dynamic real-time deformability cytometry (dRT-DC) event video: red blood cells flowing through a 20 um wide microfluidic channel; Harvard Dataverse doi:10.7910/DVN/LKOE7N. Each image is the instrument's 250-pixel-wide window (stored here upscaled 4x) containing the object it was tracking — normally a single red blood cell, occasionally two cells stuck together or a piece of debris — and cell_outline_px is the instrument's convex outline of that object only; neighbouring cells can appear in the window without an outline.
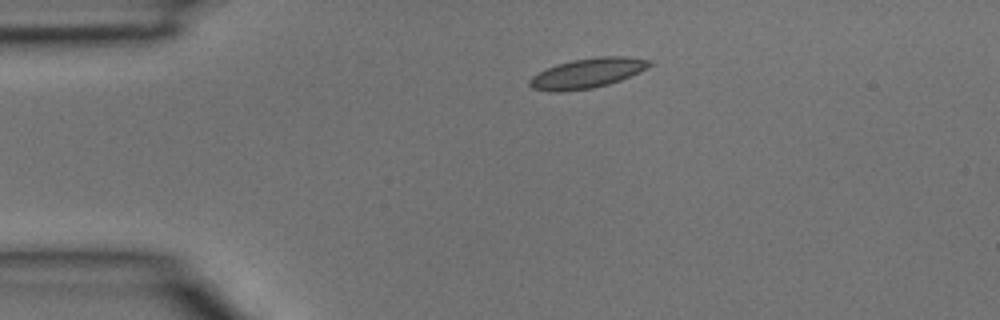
{"species": "common noctule bat (a hibernating species)", "species_latin": "Nyctalus noctula", "temperature_condition": "room temperature", "stored_images_in_passage": 2, "camera_frame_rate_fps": 3000, "um_per_image_px": 0.085, "animal": {"sex": "male", "body_mass_g": 15.6}, "frame": {"image": 1, "passage_image": 2, "time_ms": 0.333, "image_size_px": [1000, 320], "cell_outline_px": [[652, 64], [640, 72], [620, 80], [608, 84], [592, 88], [564, 92], [552, 92], [532, 88], [528, 84], [528, 80], [532, 76], [556, 64], [572, 60], [596, 56], [624, 56], [652, 60]], "centroid_in_image_um": [49.92, 6.22], "position_along_channel_um": 35.1, "area_um2": 20.92}}